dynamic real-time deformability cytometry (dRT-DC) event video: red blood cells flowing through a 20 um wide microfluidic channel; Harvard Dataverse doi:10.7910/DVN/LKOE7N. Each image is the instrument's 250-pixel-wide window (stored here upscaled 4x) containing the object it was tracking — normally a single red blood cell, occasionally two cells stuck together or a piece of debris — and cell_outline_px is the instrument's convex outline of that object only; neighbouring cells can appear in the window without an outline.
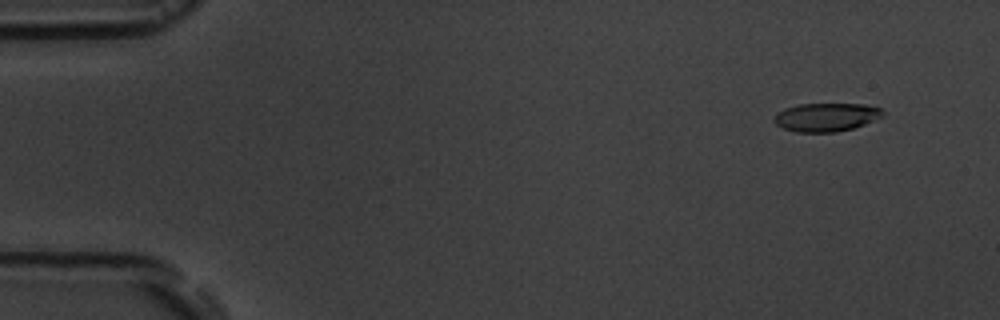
{"species": "common noctule bat (a hibernating species)", "species_latin": "Nyctalus noctula", "temperature_condition": "room temperature", "stored_images_in_passage": 6, "camera_frame_rate_fps": 3000, "um_per_image_px": 0.085, "animal": {"sex": "male", "body_mass_g": 19.5, "forearm_length_mm": 54.6}, "frame": {"image": 1, "passage_image": 2, "time_ms": 1.0, "image_size_px": [1000, 320], "cell_outline_px": [[884, 116], [864, 124], [852, 128], [836, 132], [796, 132], [784, 128], [776, 124], [772, 120], [776, 112], [784, 108], [800, 104], [864, 104], [880, 108], [884, 112]], "centroid_in_image_um": [70.2, 9.95], "position_along_channel_um": 14.8, "area_um2": 18.03}}
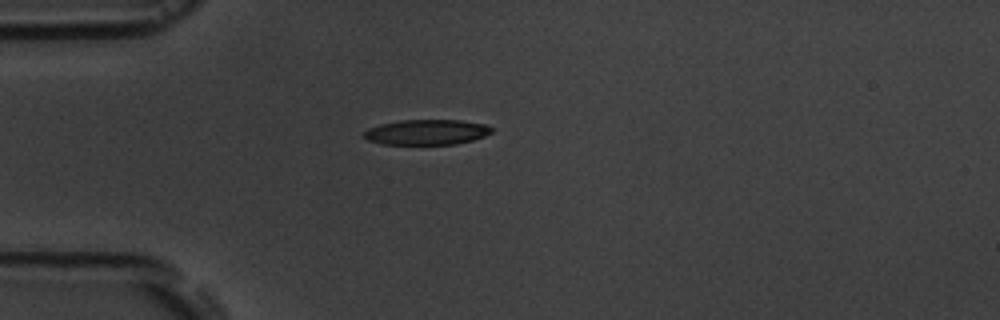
{"frame": {"image": 2, "passage_image": 5, "time_ms": 4.667, "image_size_px": [1000, 320], "cell_outline_px": [[492, 132], [484, 136], [472, 140], [456, 144], [380, 144], [368, 140], [360, 136], [368, 128], [380, 124], [400, 120], [460, 120], [488, 124], [492, 128]], "centroid_in_image_um": [36.25, 11.23], "position_along_channel_um": 48.8, "area_um2": 18.96}}